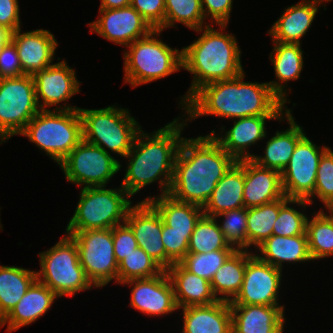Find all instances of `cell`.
Wrapping results in <instances>:
<instances>
[{"instance_id":"1","label":"cell","mask_w":333,"mask_h":333,"mask_svg":"<svg viewBox=\"0 0 333 333\" xmlns=\"http://www.w3.org/2000/svg\"><path fill=\"white\" fill-rule=\"evenodd\" d=\"M244 78L245 72L233 79L203 85L182 106L187 121L203 115L227 119L283 116L289 110L267 82H245Z\"/></svg>"},{"instance_id":"2","label":"cell","mask_w":333,"mask_h":333,"mask_svg":"<svg viewBox=\"0 0 333 333\" xmlns=\"http://www.w3.org/2000/svg\"><path fill=\"white\" fill-rule=\"evenodd\" d=\"M236 162L213 135L183 137L168 194L178 201L204 208L217 183Z\"/></svg>"},{"instance_id":"3","label":"cell","mask_w":333,"mask_h":333,"mask_svg":"<svg viewBox=\"0 0 333 333\" xmlns=\"http://www.w3.org/2000/svg\"><path fill=\"white\" fill-rule=\"evenodd\" d=\"M180 119L175 118L151 134L142 129L137 133L125 156L128 164L121 182V187L130 196L154 182L160 184V195L169 193L175 158L183 139L181 131L188 125L187 119H182L183 122Z\"/></svg>"},{"instance_id":"4","label":"cell","mask_w":333,"mask_h":333,"mask_svg":"<svg viewBox=\"0 0 333 333\" xmlns=\"http://www.w3.org/2000/svg\"><path fill=\"white\" fill-rule=\"evenodd\" d=\"M218 27L219 31L213 25L194 30L203 33L189 46L181 49L182 68L193 74L189 90L179 101L182 106L203 85L233 79L244 72L237 39L234 34L222 33L227 25L220 24Z\"/></svg>"},{"instance_id":"5","label":"cell","mask_w":333,"mask_h":333,"mask_svg":"<svg viewBox=\"0 0 333 333\" xmlns=\"http://www.w3.org/2000/svg\"><path fill=\"white\" fill-rule=\"evenodd\" d=\"M162 30L153 29L147 36L126 46L124 51V83L132 88L153 82L180 71L182 51L172 49L156 36Z\"/></svg>"},{"instance_id":"6","label":"cell","mask_w":333,"mask_h":333,"mask_svg":"<svg viewBox=\"0 0 333 333\" xmlns=\"http://www.w3.org/2000/svg\"><path fill=\"white\" fill-rule=\"evenodd\" d=\"M20 135L28 137L59 165L82 141L79 111L40 110Z\"/></svg>"},{"instance_id":"7","label":"cell","mask_w":333,"mask_h":333,"mask_svg":"<svg viewBox=\"0 0 333 333\" xmlns=\"http://www.w3.org/2000/svg\"><path fill=\"white\" fill-rule=\"evenodd\" d=\"M78 111L82 121V140L123 158L142 129L128 109L115 105L102 109L79 108Z\"/></svg>"},{"instance_id":"8","label":"cell","mask_w":333,"mask_h":333,"mask_svg":"<svg viewBox=\"0 0 333 333\" xmlns=\"http://www.w3.org/2000/svg\"><path fill=\"white\" fill-rule=\"evenodd\" d=\"M131 196L120 186L82 188L78 205L67 224L66 231L109 229L125 223L132 206Z\"/></svg>"},{"instance_id":"9","label":"cell","mask_w":333,"mask_h":333,"mask_svg":"<svg viewBox=\"0 0 333 333\" xmlns=\"http://www.w3.org/2000/svg\"><path fill=\"white\" fill-rule=\"evenodd\" d=\"M37 280L48 286L58 297L74 296L95 287L79 262L76 242L65 235L50 249L40 252Z\"/></svg>"},{"instance_id":"10","label":"cell","mask_w":333,"mask_h":333,"mask_svg":"<svg viewBox=\"0 0 333 333\" xmlns=\"http://www.w3.org/2000/svg\"><path fill=\"white\" fill-rule=\"evenodd\" d=\"M40 110L31 75L0 78V144L20 135Z\"/></svg>"},{"instance_id":"11","label":"cell","mask_w":333,"mask_h":333,"mask_svg":"<svg viewBox=\"0 0 333 333\" xmlns=\"http://www.w3.org/2000/svg\"><path fill=\"white\" fill-rule=\"evenodd\" d=\"M65 232L76 242L79 262L96 288L103 287L112 280L118 283L112 228Z\"/></svg>"},{"instance_id":"12","label":"cell","mask_w":333,"mask_h":333,"mask_svg":"<svg viewBox=\"0 0 333 333\" xmlns=\"http://www.w3.org/2000/svg\"><path fill=\"white\" fill-rule=\"evenodd\" d=\"M66 180L79 186H106L122 165L102 148L82 140L59 164Z\"/></svg>"},{"instance_id":"13","label":"cell","mask_w":333,"mask_h":333,"mask_svg":"<svg viewBox=\"0 0 333 333\" xmlns=\"http://www.w3.org/2000/svg\"><path fill=\"white\" fill-rule=\"evenodd\" d=\"M328 148L315 145L306 135L297 143L281 173L284 196L307 200L314 193L319 160Z\"/></svg>"},{"instance_id":"14","label":"cell","mask_w":333,"mask_h":333,"mask_svg":"<svg viewBox=\"0 0 333 333\" xmlns=\"http://www.w3.org/2000/svg\"><path fill=\"white\" fill-rule=\"evenodd\" d=\"M282 270L260 260L253 254L246 263L242 286L230 305H279L278 293Z\"/></svg>"},{"instance_id":"15","label":"cell","mask_w":333,"mask_h":333,"mask_svg":"<svg viewBox=\"0 0 333 333\" xmlns=\"http://www.w3.org/2000/svg\"><path fill=\"white\" fill-rule=\"evenodd\" d=\"M32 77L35 83L36 100L41 110H48L49 106H56L54 110L79 109L71 105L57 106L80 92L81 83L76 79L75 70L69 67L65 60L38 71Z\"/></svg>"},{"instance_id":"16","label":"cell","mask_w":333,"mask_h":333,"mask_svg":"<svg viewBox=\"0 0 333 333\" xmlns=\"http://www.w3.org/2000/svg\"><path fill=\"white\" fill-rule=\"evenodd\" d=\"M98 20L89 23L91 33L106 40L128 46L147 36L153 28L131 5L116 9H99Z\"/></svg>"},{"instance_id":"17","label":"cell","mask_w":333,"mask_h":333,"mask_svg":"<svg viewBox=\"0 0 333 333\" xmlns=\"http://www.w3.org/2000/svg\"><path fill=\"white\" fill-rule=\"evenodd\" d=\"M125 223L131 228L138 246L166 270V252L162 242L163 219L149 201L129 208Z\"/></svg>"},{"instance_id":"18","label":"cell","mask_w":333,"mask_h":333,"mask_svg":"<svg viewBox=\"0 0 333 333\" xmlns=\"http://www.w3.org/2000/svg\"><path fill=\"white\" fill-rule=\"evenodd\" d=\"M121 284L134 286L131 289L130 306L144 315L163 316L178 311L174 289L166 270L152 278L134 279Z\"/></svg>"},{"instance_id":"19","label":"cell","mask_w":333,"mask_h":333,"mask_svg":"<svg viewBox=\"0 0 333 333\" xmlns=\"http://www.w3.org/2000/svg\"><path fill=\"white\" fill-rule=\"evenodd\" d=\"M11 41L17 49L23 74L33 76L53 64L58 42L49 30L22 33L20 28L12 32Z\"/></svg>"},{"instance_id":"20","label":"cell","mask_w":333,"mask_h":333,"mask_svg":"<svg viewBox=\"0 0 333 333\" xmlns=\"http://www.w3.org/2000/svg\"><path fill=\"white\" fill-rule=\"evenodd\" d=\"M284 116H251L232 119L233 127L224 133V136L217 135L216 131L210 132L219 142L221 147L237 161L251 159L255 154L249 153L248 147L255 145L259 140L265 139L266 121L277 119L283 121ZM220 136V137H219Z\"/></svg>"},{"instance_id":"21","label":"cell","mask_w":333,"mask_h":333,"mask_svg":"<svg viewBox=\"0 0 333 333\" xmlns=\"http://www.w3.org/2000/svg\"><path fill=\"white\" fill-rule=\"evenodd\" d=\"M284 197L281 173L244 159L243 201L245 208L257 207Z\"/></svg>"},{"instance_id":"22","label":"cell","mask_w":333,"mask_h":333,"mask_svg":"<svg viewBox=\"0 0 333 333\" xmlns=\"http://www.w3.org/2000/svg\"><path fill=\"white\" fill-rule=\"evenodd\" d=\"M232 333H283L284 306L230 305Z\"/></svg>"},{"instance_id":"23","label":"cell","mask_w":333,"mask_h":333,"mask_svg":"<svg viewBox=\"0 0 333 333\" xmlns=\"http://www.w3.org/2000/svg\"><path fill=\"white\" fill-rule=\"evenodd\" d=\"M59 298L48 286L36 280L10 313L0 322V328L7 325V332L16 331L38 320L48 312Z\"/></svg>"},{"instance_id":"24","label":"cell","mask_w":333,"mask_h":333,"mask_svg":"<svg viewBox=\"0 0 333 333\" xmlns=\"http://www.w3.org/2000/svg\"><path fill=\"white\" fill-rule=\"evenodd\" d=\"M289 109L284 114L289 128L284 131H276L275 135L266 142L264 156L254 155L251 160L257 165L276 170L280 173L288 165L297 143L305 136L303 128L295 122V118Z\"/></svg>"},{"instance_id":"25","label":"cell","mask_w":333,"mask_h":333,"mask_svg":"<svg viewBox=\"0 0 333 333\" xmlns=\"http://www.w3.org/2000/svg\"><path fill=\"white\" fill-rule=\"evenodd\" d=\"M182 309V333H232V313L229 302L218 300L209 305Z\"/></svg>"},{"instance_id":"26","label":"cell","mask_w":333,"mask_h":333,"mask_svg":"<svg viewBox=\"0 0 333 333\" xmlns=\"http://www.w3.org/2000/svg\"><path fill=\"white\" fill-rule=\"evenodd\" d=\"M166 272L172 283L179 310L218 301L213 294L210 281L187 271L180 263H174Z\"/></svg>"},{"instance_id":"27","label":"cell","mask_w":333,"mask_h":333,"mask_svg":"<svg viewBox=\"0 0 333 333\" xmlns=\"http://www.w3.org/2000/svg\"><path fill=\"white\" fill-rule=\"evenodd\" d=\"M318 8L307 0L286 7L284 13L268 30L272 42L301 44L300 40L308 32Z\"/></svg>"},{"instance_id":"28","label":"cell","mask_w":333,"mask_h":333,"mask_svg":"<svg viewBox=\"0 0 333 333\" xmlns=\"http://www.w3.org/2000/svg\"><path fill=\"white\" fill-rule=\"evenodd\" d=\"M244 159L238 160L217 183L203 212L216 216L222 212L243 208Z\"/></svg>"},{"instance_id":"29","label":"cell","mask_w":333,"mask_h":333,"mask_svg":"<svg viewBox=\"0 0 333 333\" xmlns=\"http://www.w3.org/2000/svg\"><path fill=\"white\" fill-rule=\"evenodd\" d=\"M273 51L270 53V60L274 67L276 81L268 82L272 91L286 104L287 82L300 78L303 69V50L298 43L273 42ZM279 80V81H278ZM285 83V85H284ZM285 90V91H284Z\"/></svg>"},{"instance_id":"30","label":"cell","mask_w":333,"mask_h":333,"mask_svg":"<svg viewBox=\"0 0 333 333\" xmlns=\"http://www.w3.org/2000/svg\"><path fill=\"white\" fill-rule=\"evenodd\" d=\"M257 251L262 254L256 255L260 260L280 270L285 262L304 263L312 260L307 235L289 237L271 235L257 247Z\"/></svg>"},{"instance_id":"31","label":"cell","mask_w":333,"mask_h":333,"mask_svg":"<svg viewBox=\"0 0 333 333\" xmlns=\"http://www.w3.org/2000/svg\"><path fill=\"white\" fill-rule=\"evenodd\" d=\"M142 201H149L160 213L164 223L171 227V231L178 233H192L204 214L202 207L178 201L169 194L148 196Z\"/></svg>"},{"instance_id":"32","label":"cell","mask_w":333,"mask_h":333,"mask_svg":"<svg viewBox=\"0 0 333 333\" xmlns=\"http://www.w3.org/2000/svg\"><path fill=\"white\" fill-rule=\"evenodd\" d=\"M248 251L235 250L215 273L210 283L217 300L231 302L240 291L247 260L253 255Z\"/></svg>"},{"instance_id":"33","label":"cell","mask_w":333,"mask_h":333,"mask_svg":"<svg viewBox=\"0 0 333 333\" xmlns=\"http://www.w3.org/2000/svg\"><path fill=\"white\" fill-rule=\"evenodd\" d=\"M37 280L36 271L0 265V322Z\"/></svg>"},{"instance_id":"34","label":"cell","mask_w":333,"mask_h":333,"mask_svg":"<svg viewBox=\"0 0 333 333\" xmlns=\"http://www.w3.org/2000/svg\"><path fill=\"white\" fill-rule=\"evenodd\" d=\"M316 212L306 222L308 248L312 261L333 256V210Z\"/></svg>"},{"instance_id":"35","label":"cell","mask_w":333,"mask_h":333,"mask_svg":"<svg viewBox=\"0 0 333 333\" xmlns=\"http://www.w3.org/2000/svg\"><path fill=\"white\" fill-rule=\"evenodd\" d=\"M279 209L280 199L261 206L247 208V250L253 245L256 249L272 235Z\"/></svg>"},{"instance_id":"36","label":"cell","mask_w":333,"mask_h":333,"mask_svg":"<svg viewBox=\"0 0 333 333\" xmlns=\"http://www.w3.org/2000/svg\"><path fill=\"white\" fill-rule=\"evenodd\" d=\"M220 249H235L226 241L213 216L203 214L189 239L188 253H208Z\"/></svg>"},{"instance_id":"37","label":"cell","mask_w":333,"mask_h":333,"mask_svg":"<svg viewBox=\"0 0 333 333\" xmlns=\"http://www.w3.org/2000/svg\"><path fill=\"white\" fill-rule=\"evenodd\" d=\"M291 204H296L304 209H306V205H310L305 199H291L286 196L281 198L279 215L273 225L272 235L284 237L307 235L306 222L308 217L296 208L290 207Z\"/></svg>"},{"instance_id":"38","label":"cell","mask_w":333,"mask_h":333,"mask_svg":"<svg viewBox=\"0 0 333 333\" xmlns=\"http://www.w3.org/2000/svg\"><path fill=\"white\" fill-rule=\"evenodd\" d=\"M204 20L201 0H165L164 29L175 27L174 23L178 22L197 30L209 25Z\"/></svg>"},{"instance_id":"39","label":"cell","mask_w":333,"mask_h":333,"mask_svg":"<svg viewBox=\"0 0 333 333\" xmlns=\"http://www.w3.org/2000/svg\"><path fill=\"white\" fill-rule=\"evenodd\" d=\"M163 271L154 259L138 247L118 264V284L134 279L152 278Z\"/></svg>"},{"instance_id":"40","label":"cell","mask_w":333,"mask_h":333,"mask_svg":"<svg viewBox=\"0 0 333 333\" xmlns=\"http://www.w3.org/2000/svg\"><path fill=\"white\" fill-rule=\"evenodd\" d=\"M236 249H220L208 253H187L179 262L187 271L211 282L217 270Z\"/></svg>"},{"instance_id":"41","label":"cell","mask_w":333,"mask_h":333,"mask_svg":"<svg viewBox=\"0 0 333 333\" xmlns=\"http://www.w3.org/2000/svg\"><path fill=\"white\" fill-rule=\"evenodd\" d=\"M223 218L218 224L226 241L236 250H247V208H238L214 216Z\"/></svg>"},{"instance_id":"42","label":"cell","mask_w":333,"mask_h":333,"mask_svg":"<svg viewBox=\"0 0 333 333\" xmlns=\"http://www.w3.org/2000/svg\"><path fill=\"white\" fill-rule=\"evenodd\" d=\"M313 197L320 199L327 210H333V151L330 148L319 160L314 193L307 199L311 205Z\"/></svg>"},{"instance_id":"43","label":"cell","mask_w":333,"mask_h":333,"mask_svg":"<svg viewBox=\"0 0 333 333\" xmlns=\"http://www.w3.org/2000/svg\"><path fill=\"white\" fill-rule=\"evenodd\" d=\"M191 235L192 233L171 231V227L163 221L161 239L166 252V270L174 263H179L186 256Z\"/></svg>"},{"instance_id":"44","label":"cell","mask_w":333,"mask_h":333,"mask_svg":"<svg viewBox=\"0 0 333 333\" xmlns=\"http://www.w3.org/2000/svg\"><path fill=\"white\" fill-rule=\"evenodd\" d=\"M130 5L153 29L164 30L165 0H131Z\"/></svg>"},{"instance_id":"45","label":"cell","mask_w":333,"mask_h":333,"mask_svg":"<svg viewBox=\"0 0 333 333\" xmlns=\"http://www.w3.org/2000/svg\"><path fill=\"white\" fill-rule=\"evenodd\" d=\"M112 238L115 259L118 264L125 256L139 247L131 228L126 223L112 228Z\"/></svg>"},{"instance_id":"46","label":"cell","mask_w":333,"mask_h":333,"mask_svg":"<svg viewBox=\"0 0 333 333\" xmlns=\"http://www.w3.org/2000/svg\"><path fill=\"white\" fill-rule=\"evenodd\" d=\"M233 0H201L205 19L211 17V25L229 24ZM215 22V23H214Z\"/></svg>"},{"instance_id":"47","label":"cell","mask_w":333,"mask_h":333,"mask_svg":"<svg viewBox=\"0 0 333 333\" xmlns=\"http://www.w3.org/2000/svg\"><path fill=\"white\" fill-rule=\"evenodd\" d=\"M22 67L15 44L10 40L0 54V78L21 76Z\"/></svg>"},{"instance_id":"48","label":"cell","mask_w":333,"mask_h":333,"mask_svg":"<svg viewBox=\"0 0 333 333\" xmlns=\"http://www.w3.org/2000/svg\"><path fill=\"white\" fill-rule=\"evenodd\" d=\"M18 0H0V26H3L11 32L20 29Z\"/></svg>"},{"instance_id":"49","label":"cell","mask_w":333,"mask_h":333,"mask_svg":"<svg viewBox=\"0 0 333 333\" xmlns=\"http://www.w3.org/2000/svg\"><path fill=\"white\" fill-rule=\"evenodd\" d=\"M131 0H101L100 9H116L130 6Z\"/></svg>"},{"instance_id":"50","label":"cell","mask_w":333,"mask_h":333,"mask_svg":"<svg viewBox=\"0 0 333 333\" xmlns=\"http://www.w3.org/2000/svg\"><path fill=\"white\" fill-rule=\"evenodd\" d=\"M12 32L7 28L0 26V54L2 53L5 45L11 40Z\"/></svg>"},{"instance_id":"51","label":"cell","mask_w":333,"mask_h":333,"mask_svg":"<svg viewBox=\"0 0 333 333\" xmlns=\"http://www.w3.org/2000/svg\"><path fill=\"white\" fill-rule=\"evenodd\" d=\"M307 1H309V2H312L315 6H320V5H322L321 3H323V2H329V1H333V0H307Z\"/></svg>"}]
</instances>
